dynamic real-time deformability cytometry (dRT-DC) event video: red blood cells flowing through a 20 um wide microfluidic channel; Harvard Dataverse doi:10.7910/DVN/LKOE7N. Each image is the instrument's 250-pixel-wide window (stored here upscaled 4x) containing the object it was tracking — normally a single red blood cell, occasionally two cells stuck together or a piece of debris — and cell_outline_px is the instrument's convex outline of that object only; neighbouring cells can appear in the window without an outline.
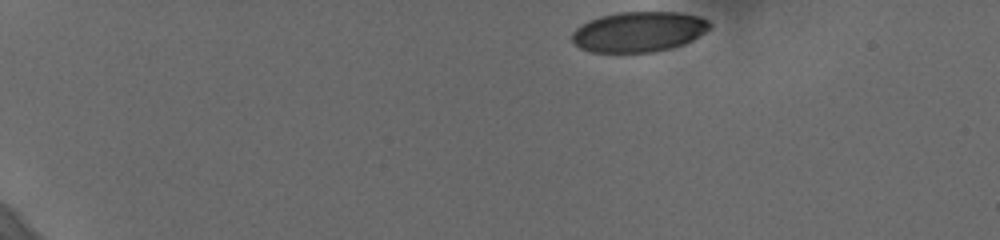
{"species": "human", "species_latin": "Homo sapiens", "temperature_condition": "cold", "stored_images_in_passage": 42, "camera_frame_rate_fps": 3000, "um_per_image_px": 0.085, "donor": {"sex": "female"}, "frame": {"image": 1, "passage_image": 1, "time_ms": 0.0, "image_size_px": [1000, 240], "cell_outline_px": [[712, 24], [704, 32], [692, 40], [684, 44], [672, 48], [652, 52], [592, 52], [580, 48], [572, 40], [572, 32], [580, 24], [588, 20], [600, 16], [620, 12], [680, 12], [700, 16], [708, 20]], "centroid_in_image_um": [54.29, 2.69], "position_along_channel_um": 30.7, "area_um2": 32.43}}
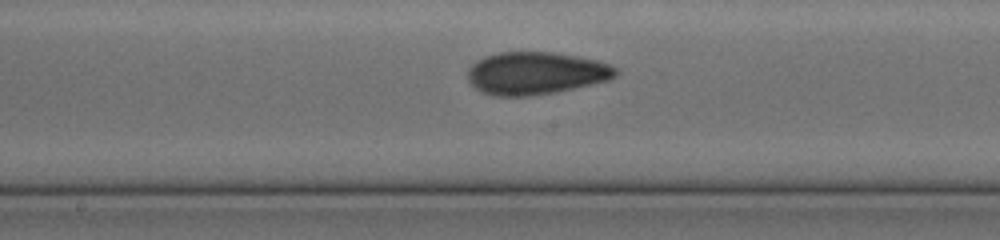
{"frame": {"image": 2, "passage_image": 24, "time_ms": 7.667, "image_size_px": [1000, 240], "cell_outline_px": [[616, 76], [608, 80], [572, 88], [552, 92], [528, 96], [492, 96], [480, 92], [468, 80], [468, 68], [476, 60], [484, 56], [500, 52], [552, 52], [576, 56], [596, 60], [608, 64], [616, 68]], "centroid_in_image_um": [45.48, 6.22], "position_along_channel_um": 202.7, "area_um2": 36.47}}
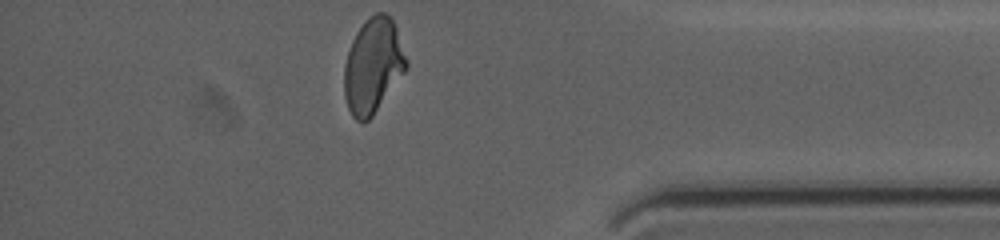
{"frame": {"image": 3, "passage_image": 42, "time_ms": 13.667, "image_size_px": [1000, 240], "cell_outline_px": [[408, 68], [372, 116], [368, 120], [356, 120], [352, 116], [348, 108], [344, 96], [344, 64], [352, 40], [356, 32], [364, 20], [368, 16], [376, 12], [384, 12], [392, 20], [396, 28], [408, 60]], "centroid_in_image_um": [31.7, 5.57], "position_along_channel_um": 403.5, "area_um2": 34.33}, "authors_computed_cell_mechanics": {"area_um2": 35.2869, "velocity_mm_per_s": 3.6568, "shape_relaxation_time_tau1_ms": null, "shape_relaxation_time_tau2_ms": 1.3677, "deformation_change_tau1": null, "deformation_change_tau2": 0.0729}}